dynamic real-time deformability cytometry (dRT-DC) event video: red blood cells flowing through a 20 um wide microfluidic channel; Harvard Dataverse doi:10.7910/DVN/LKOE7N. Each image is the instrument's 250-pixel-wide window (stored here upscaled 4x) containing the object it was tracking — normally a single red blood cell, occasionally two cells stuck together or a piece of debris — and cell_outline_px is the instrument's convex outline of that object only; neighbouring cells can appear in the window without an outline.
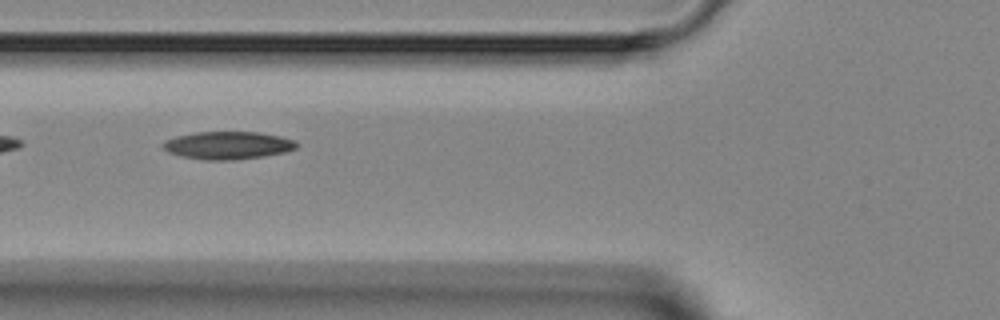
{"species": "Egyptian fruit bat (a non-hibernating species)", "species_latin": "Rousettus aegyptiacus", "temperature_condition": "room temperature", "stored_images_in_passage": 6, "camera_frame_rate_fps": 3000, "um_per_image_px": 0.085, "animal": {"sex": "female"}, "frame": {"image": 1, "passage_image": 3, "time_ms": 2.333, "image_size_px": [1000, 320], "cell_outline_px": [[300, 144], [296, 148], [288, 152], [264, 156], [236, 160], [204, 160], [180, 156], [168, 152], [160, 144], [164, 140], [176, 136], [192, 132], [256, 132], [280, 136], [296, 140]], "centroid_in_image_um": [19.37, 12.36], "position_along_channel_um": 106.4, "area_um2": 21.96}}
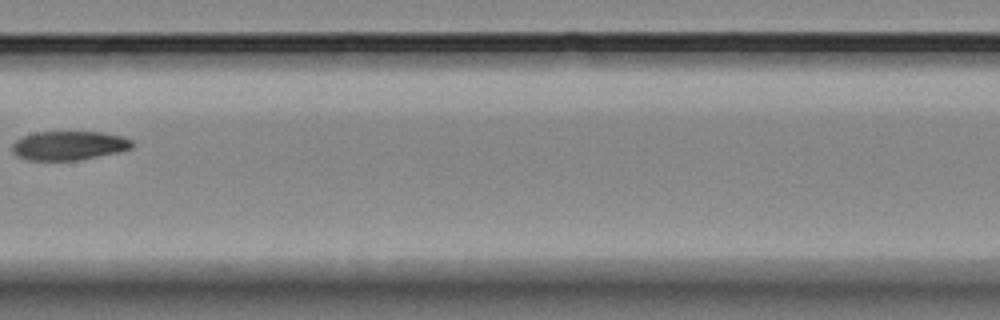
{"frame": {"image": 2, "passage_image": 5, "time_ms": 4.667, "image_size_px": [1000, 320], "cell_outline_px": [[132, 148], [120, 152], [76, 160], [28, 160], [16, 156], [12, 152], [12, 144], [16, 140], [24, 136], [36, 132], [100, 132], [120, 136], [132, 140]], "centroid_in_image_um": [5.83, 12.37], "position_along_channel_um": 201.6, "area_um2": 20.17}}
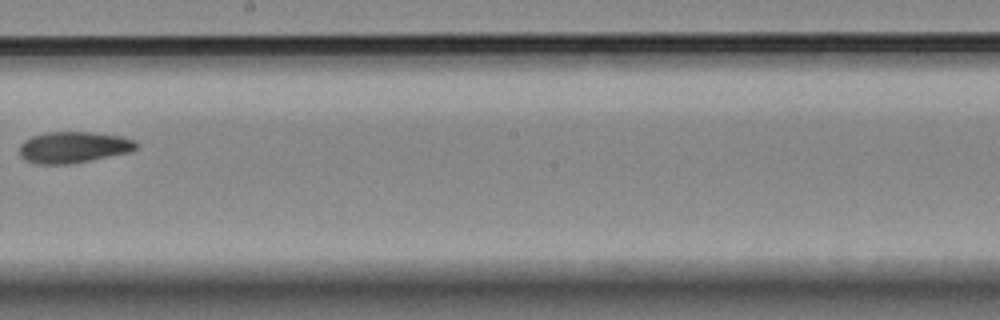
{"frame": {"image": 3, "passage_image": 6, "time_ms": 5.667, "image_size_px": [1000, 320], "cell_outline_px": [[140, 144], [132, 152], [68, 164], [32, 164], [24, 160], [20, 156], [20, 144], [24, 140], [32, 136], [48, 132], [92, 132], [120, 136], [136, 140]], "centroid_in_image_um": [6.25, 12.52], "position_along_channel_um": 242.0, "area_um2": 21.5}}